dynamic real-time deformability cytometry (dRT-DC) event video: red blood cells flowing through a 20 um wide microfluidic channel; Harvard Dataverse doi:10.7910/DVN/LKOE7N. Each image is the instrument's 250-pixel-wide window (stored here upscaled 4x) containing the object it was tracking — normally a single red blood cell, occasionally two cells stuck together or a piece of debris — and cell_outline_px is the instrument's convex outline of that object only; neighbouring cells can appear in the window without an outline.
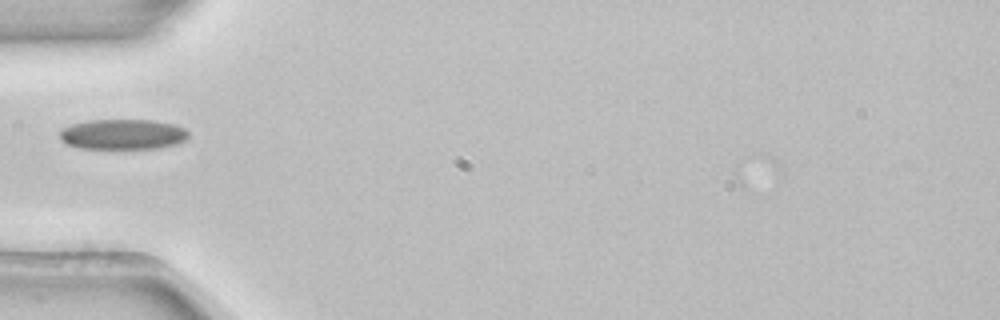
{"species": "common noctule bat (a hibernating species)", "species_latin": "Nyctalus noctula", "temperature_condition": "room temperature", "stored_images_in_passage": 1, "camera_frame_rate_fps": 3000, "um_per_image_px": 0.085, "animal": {"sex": "female", "body_mass_g": 22.7, "forearm_length_mm": 54.2}, "frame": {"image": 1, "passage_image": 1, "time_ms": 0.0, "image_size_px": [1000, 320], "cell_outline_px": [[188, 136], [184, 140], [176, 144], [156, 148], [80, 148], [68, 144], [60, 140], [60, 132], [64, 128], [72, 124], [88, 120], [152, 120], [176, 124], [184, 128], [188, 132]], "centroid_in_image_um": [10.45, 11.41], "position_along_channel_um": 74.6, "area_um2": 22.6}}